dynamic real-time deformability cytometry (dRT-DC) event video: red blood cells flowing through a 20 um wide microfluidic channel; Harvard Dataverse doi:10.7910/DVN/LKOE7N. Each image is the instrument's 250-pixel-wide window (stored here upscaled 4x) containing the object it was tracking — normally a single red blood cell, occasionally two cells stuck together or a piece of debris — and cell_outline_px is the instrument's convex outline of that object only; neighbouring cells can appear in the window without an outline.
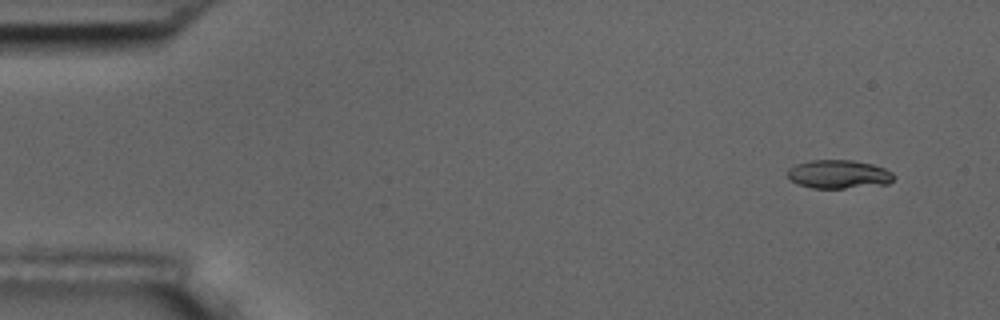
{"species": "common noctule bat (a hibernating species)", "species_latin": "Nyctalus noctula", "temperature_condition": "room temperature", "stored_images_in_passage": 52, "camera_frame_rate_fps": 3000, "um_per_image_px": 0.085, "animal": {"sex": "male", "body_mass_g": 17.5, "forearm_length_mm": 52.3}, "frame": {"image": 1, "passage_image": 1, "time_ms": 0.0, "image_size_px": [1000, 320], "cell_outline_px": [[896, 176], [888, 184], [844, 188], [812, 188], [800, 184], [792, 180], [788, 176], [788, 168], [796, 164], [808, 160], [852, 160], [872, 164], [884, 168], [892, 172]], "centroid_in_image_um": [71.31, 14.8], "position_along_channel_um": 13.7, "area_um2": 17.63}}
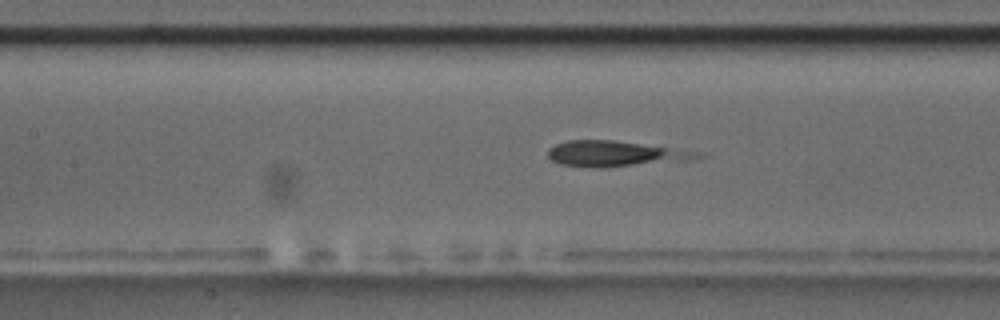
{"frame": {"image": 2, "passage_image": 22, "time_ms": 7.0, "image_size_px": [1000, 320], "cell_outline_px": [[704, 156], [692, 160], [604, 168], [596, 168], [560, 164], [552, 160], [548, 156], [548, 148], [556, 144], [568, 140], [612, 140], [704, 152]], "centroid_in_image_um": [52.33, 13.08], "position_along_channel_um": 155.1, "area_um2": 22.48}}
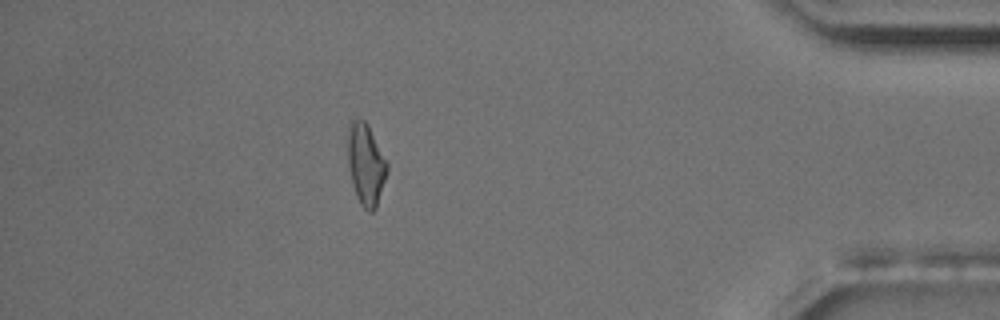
{"frame": {"image": 3, "passage_image": 46, "time_ms": 15.0, "image_size_px": [1000, 320], "cell_outline_px": [[388, 172], [376, 208], [372, 212], [368, 212], [360, 204], [356, 196], [352, 184], [348, 164], [348, 120], [364, 120], [368, 124], [388, 164]], "centroid_in_image_um": [31.1, 13.98], "position_along_channel_um": 404.1, "area_um2": 18.79}}